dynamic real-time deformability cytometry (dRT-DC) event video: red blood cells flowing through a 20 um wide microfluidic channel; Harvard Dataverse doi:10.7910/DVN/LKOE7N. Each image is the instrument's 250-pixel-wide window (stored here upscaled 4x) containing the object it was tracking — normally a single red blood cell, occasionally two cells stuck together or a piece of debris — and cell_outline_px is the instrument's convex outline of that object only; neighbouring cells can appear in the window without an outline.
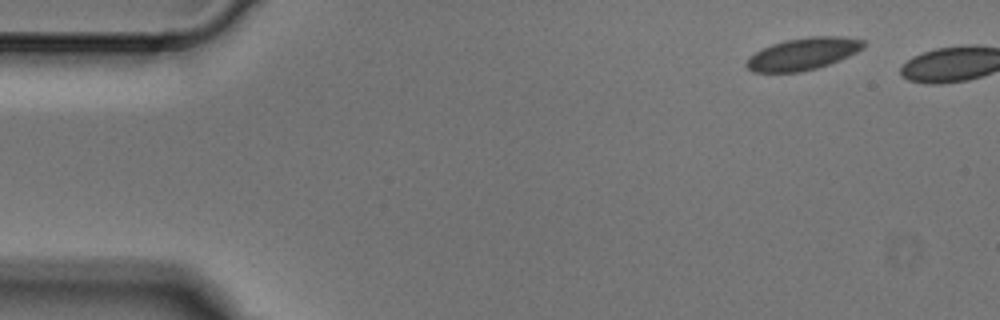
{"species": "Egyptian fruit bat (a non-hibernating species)", "species_latin": "Rousettus aegyptiacus", "temperature_condition": "cold", "stored_images_in_passage": 2, "camera_frame_rate_fps": 3000, "um_per_image_px": 0.085, "animal": {"sex": "male"}, "frame": {"image": 1, "passage_image": 1, "time_ms": 0.0, "image_size_px": [1000, 320], "cell_outline_px": [[864, 48], [840, 60], [816, 68], [800, 72], [752, 72], [744, 64], [748, 56], [772, 44], [788, 40], [808, 36], [844, 36], [864, 40]], "centroid_in_image_um": [68.25, 4.58], "position_along_channel_um": 16.7, "area_um2": 21.85}}